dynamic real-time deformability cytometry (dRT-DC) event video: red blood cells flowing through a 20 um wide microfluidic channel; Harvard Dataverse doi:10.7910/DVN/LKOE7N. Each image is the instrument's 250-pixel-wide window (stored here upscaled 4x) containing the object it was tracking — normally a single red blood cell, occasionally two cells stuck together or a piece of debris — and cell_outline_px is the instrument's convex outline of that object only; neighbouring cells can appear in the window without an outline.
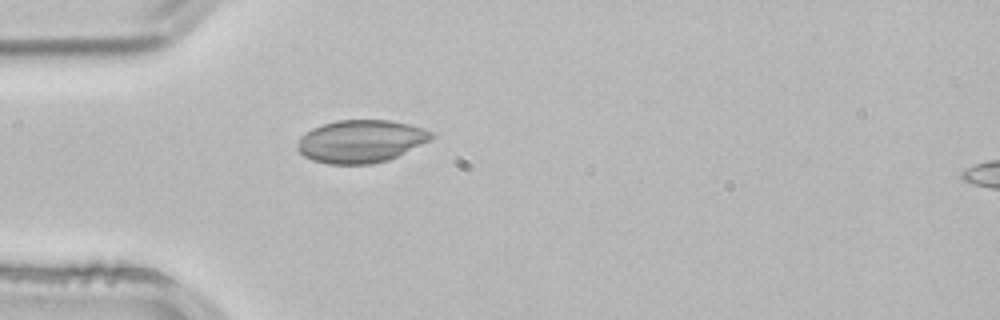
{"species": "common noctule bat (a hibernating species)", "species_latin": "Nyctalus noctula", "temperature_condition": "room temperature", "stored_images_in_passage": 1, "camera_frame_rate_fps": 3000, "um_per_image_px": 0.085, "animal": {"sex": "male", "body_mass_g": 21.5, "forearm_length_mm": 52.0}, "frame": {"image": 1, "passage_image": 1, "time_ms": 0.0, "image_size_px": [1000, 320], "cell_outline_px": [[432, 140], [388, 160], [372, 164], [328, 164], [312, 160], [304, 156], [296, 148], [300, 136], [304, 132], [312, 128], [336, 120], [388, 120], [408, 124], [424, 128], [432, 132]], "centroid_in_image_um": [30.66, 12.01], "position_along_channel_um": 54.3, "area_um2": 33.41}}